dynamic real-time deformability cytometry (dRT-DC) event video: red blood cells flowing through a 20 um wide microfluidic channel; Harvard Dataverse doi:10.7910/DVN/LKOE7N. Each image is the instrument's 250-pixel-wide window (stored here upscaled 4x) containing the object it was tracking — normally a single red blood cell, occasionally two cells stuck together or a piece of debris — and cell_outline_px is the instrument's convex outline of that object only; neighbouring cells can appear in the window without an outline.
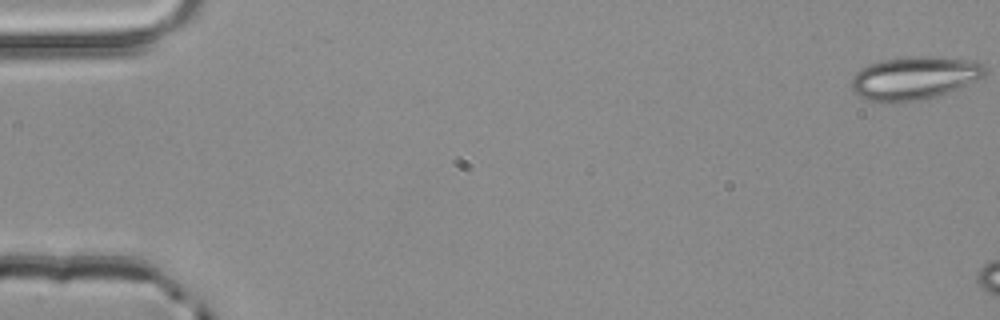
{"species": "common noctule bat (a hibernating species)", "species_latin": "Nyctalus noctula", "temperature_condition": "room temperature", "stored_images_in_passage": 4, "camera_frame_rate_fps": 3000, "um_per_image_px": 0.085, "animal": {"sex": "male", "body_mass_g": 20.4}, "frame": {"image": 1, "passage_image": 1, "time_ms": 0.0, "image_size_px": [1000, 320], "cell_outline_px": [[984, 76], [976, 80], [936, 96], [916, 100], [868, 100], [860, 96], [852, 88], [852, 76], [860, 68], [868, 64], [884, 60], [908, 56], [936, 56], [976, 60], [984, 64]], "centroid_in_image_um": [77.74, 6.57], "position_along_channel_um": 7.3, "area_um2": 32.89}}